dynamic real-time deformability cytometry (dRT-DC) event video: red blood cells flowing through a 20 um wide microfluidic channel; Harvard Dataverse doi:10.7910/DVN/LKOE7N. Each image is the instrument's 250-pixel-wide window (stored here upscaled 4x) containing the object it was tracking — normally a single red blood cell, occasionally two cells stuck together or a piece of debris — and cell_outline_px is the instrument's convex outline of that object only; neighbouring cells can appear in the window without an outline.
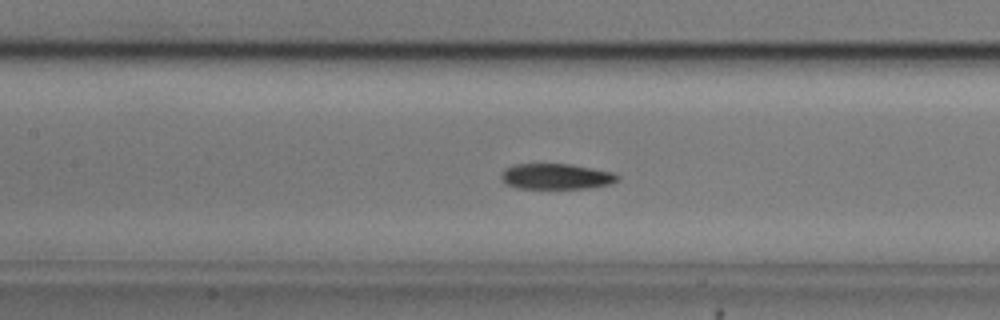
{"species": "common noctule bat (a hibernating species)", "species_latin": "Nyctalus noctula", "temperature_condition": "cold", "stored_images_in_passage": 55, "camera_frame_rate_fps": 3000, "um_per_image_px": 0.085, "animal": {"sex": "male", "body_mass_g": 20.5, "forearm_length_mm": 52.5}, "frame": {"image": 1, "passage_image": 24, "time_ms": 7.667, "image_size_px": [1000, 320], "cell_outline_px": [[620, 180], [608, 184], [588, 188], [516, 188], [504, 184], [500, 176], [504, 168], [512, 164], [572, 164], [612, 172], [620, 176]], "centroid_in_image_um": [47.23, 14.99], "position_along_channel_um": 160.2, "area_um2": 17.51}}
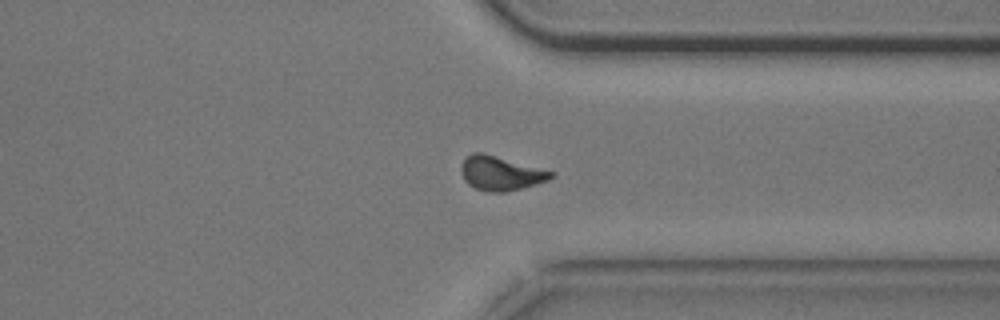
{"frame": {"image": 2, "passage_image": 41, "time_ms": 13.333, "image_size_px": [1000, 320], "cell_outline_px": [[556, 176], [548, 180], [536, 184], [508, 192], [488, 192], [476, 188], [468, 184], [464, 180], [460, 172], [460, 164], [472, 152], [484, 152], [556, 172]], "centroid_in_image_um": [42.57, 14.72], "position_along_channel_um": 368.8, "area_um2": 18.26}}
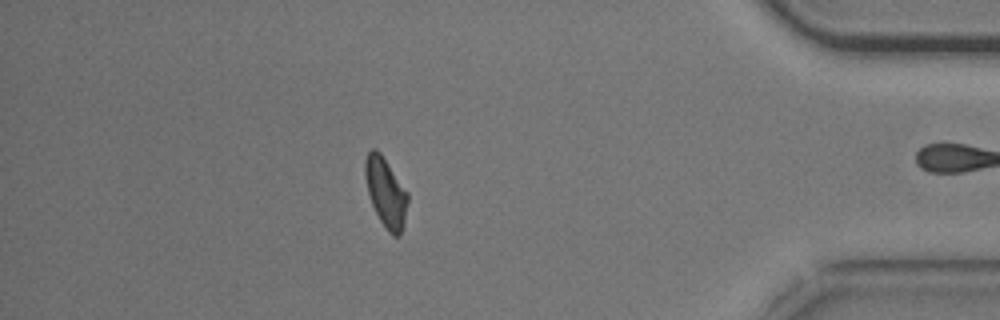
{"frame": {"image": 3, "passage_image": 47, "time_ms": 15.333, "image_size_px": [1000, 320], "cell_outline_px": [[408, 200], [404, 224], [400, 236], [392, 236], [388, 232], [380, 220], [372, 204], [368, 192], [364, 176], [364, 160], [368, 152], [372, 148], [376, 148], [380, 152], [408, 192]], "centroid_in_image_um": [32.79, 16.35], "position_along_channel_um": 402.4, "area_um2": 17.28}, "authors_computed_cell_mechanics": {"area_um2": 17.5134, "velocity_mm_per_s": 3.7004, "shape_relaxation_time_tau1_ms": null, "shape_relaxation_time_tau2_ms": 5.0836, "deformation_change_tau1": null, "deformation_change_tau2": 0.1235}}